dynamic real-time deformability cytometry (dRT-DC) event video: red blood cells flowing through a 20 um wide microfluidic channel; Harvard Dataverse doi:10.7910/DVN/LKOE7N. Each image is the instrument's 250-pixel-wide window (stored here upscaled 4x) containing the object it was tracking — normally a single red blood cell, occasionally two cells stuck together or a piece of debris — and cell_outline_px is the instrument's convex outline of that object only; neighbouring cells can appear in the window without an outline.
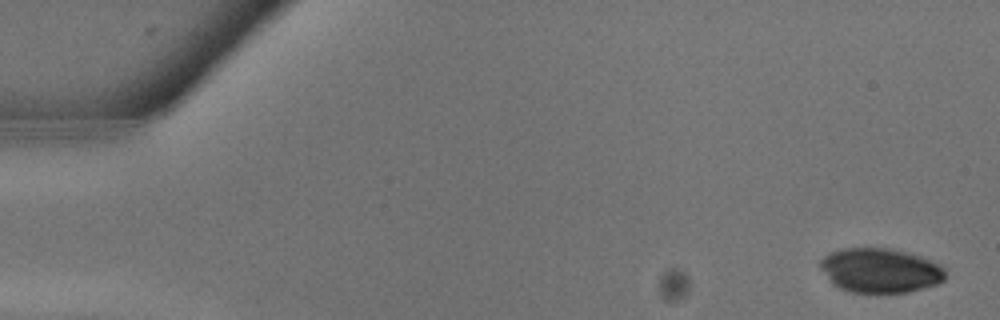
{"species": "common noctule bat (a hibernating species)", "species_latin": "Nyctalus noctula", "temperature_condition": "warm", "stored_images_in_passage": 10, "camera_frame_rate_fps": 3000, "um_per_image_px": 0.085, "animal": {"sex": "male", "body_mass_g": 13.3}, "frame": {"image": 1, "passage_image": 1, "time_ms": 0.0, "image_size_px": [1000, 320], "cell_outline_px": [[944, 280], [940, 284], [908, 292], [848, 292], [832, 284], [820, 268], [820, 260], [828, 252], [844, 248], [892, 248], [920, 256], [944, 268]], "centroid_in_image_um": [74.78, 22.99], "position_along_channel_um": 10.2, "area_um2": 32.43}}
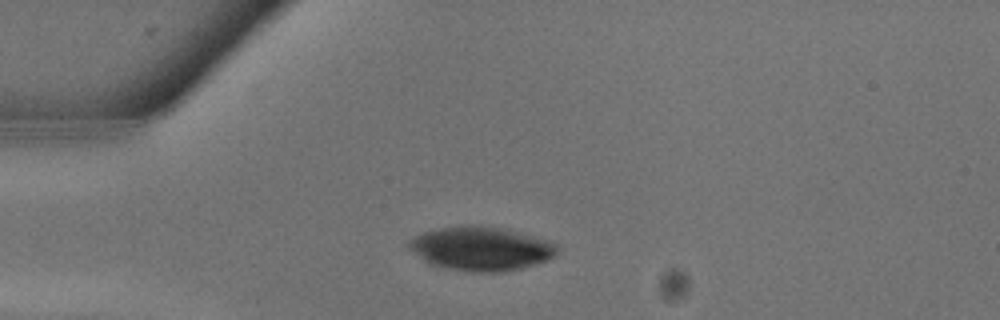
{"frame": {"image": 2, "passage_image": 7, "time_ms": 2.0, "image_size_px": [1000, 320], "cell_outline_px": [[556, 256], [548, 260], [536, 264], [504, 272], [472, 272], [448, 268], [432, 264], [424, 260], [408, 244], [408, 240], [424, 232], [440, 228], [460, 224], [480, 224], [504, 228], [552, 240], [556, 244]], "centroid_in_image_um": [40.96, 21.1], "position_along_channel_um": 44.0, "area_um2": 38.09}}
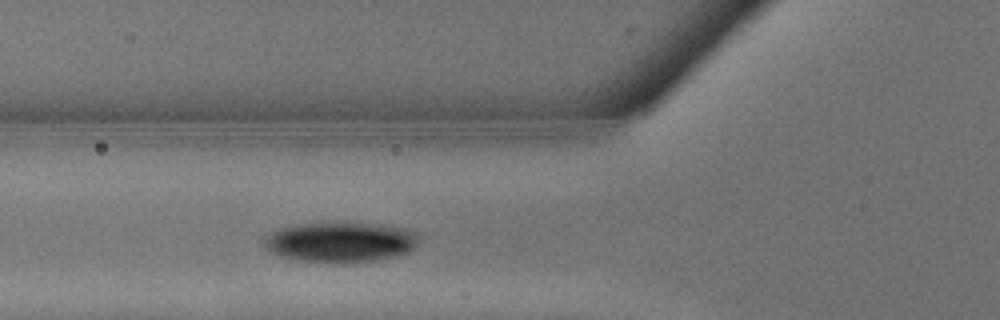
{"frame": {"image": 3, "passage_image": 10, "time_ms": 3.0, "image_size_px": [1000, 320], "cell_outline_px": [[416, 244], [408, 252], [392, 256], [372, 260], [300, 260], [280, 256], [264, 248], [260, 244], [260, 240], [268, 232], [276, 228], [296, 224], [328, 220], [348, 220], [388, 224], [408, 228], [416, 232]], "centroid_in_image_um": [28.84, 20.46], "position_along_channel_um": 97.0, "area_um2": 36.93}}